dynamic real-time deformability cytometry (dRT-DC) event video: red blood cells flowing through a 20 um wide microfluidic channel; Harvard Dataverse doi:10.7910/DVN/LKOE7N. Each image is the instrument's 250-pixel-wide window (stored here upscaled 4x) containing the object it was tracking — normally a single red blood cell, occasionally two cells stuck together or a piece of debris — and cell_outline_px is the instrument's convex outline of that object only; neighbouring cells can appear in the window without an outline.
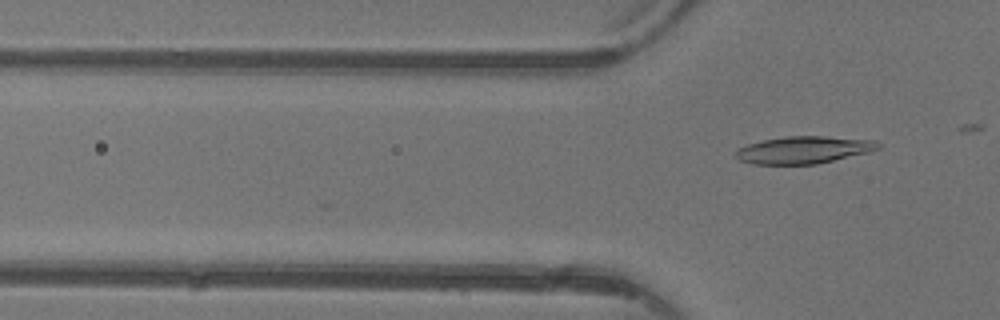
{"species": "common noctule bat (a hibernating species)", "species_latin": "Nyctalus noctula", "temperature_condition": "warm", "stored_images_in_passage": 6, "camera_frame_rate_fps": 3000, "um_per_image_px": 0.085, "animal": {"sex": "female"}, "frame": {"image": 1, "passage_image": 6, "time_ms": 6.0, "image_size_px": [1000, 320], "cell_outline_px": [[880, 148], [872, 152], [816, 164], [752, 164], [740, 160], [736, 156], [736, 148], [748, 144], [764, 140], [784, 136], [824, 136], [876, 140], [880, 144]], "centroid_in_image_um": [68.35, 12.74], "position_along_channel_um": 57.4, "area_um2": 22.77}}